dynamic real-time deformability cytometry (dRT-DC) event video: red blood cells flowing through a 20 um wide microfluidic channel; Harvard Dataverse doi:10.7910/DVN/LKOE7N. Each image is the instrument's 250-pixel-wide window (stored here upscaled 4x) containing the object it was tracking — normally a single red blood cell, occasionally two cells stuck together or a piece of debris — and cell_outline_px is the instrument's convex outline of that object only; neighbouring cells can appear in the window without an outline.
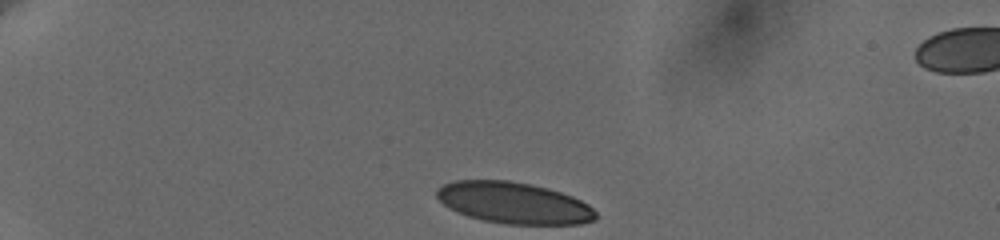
{"species": "human", "species_latin": "Homo sapiens", "temperature_condition": "cold", "stored_images_in_passage": 9, "camera_frame_rate_fps": 3000, "um_per_image_px": 0.085, "donor": {"sex": "female"}, "frame": {"image": 1, "passage_image": 1, "time_ms": 0.0, "image_size_px": [1000, 240], "cell_outline_px": [[596, 220], [580, 224], [508, 224], [484, 220], [468, 216], [448, 208], [436, 196], [436, 188], [444, 184], [456, 180], [508, 180], [532, 184], [548, 188], [572, 196], [588, 204], [596, 212]], "centroid_in_image_um": [43.67, 17.24], "position_along_channel_um": 41.3, "area_um2": 38.38}}
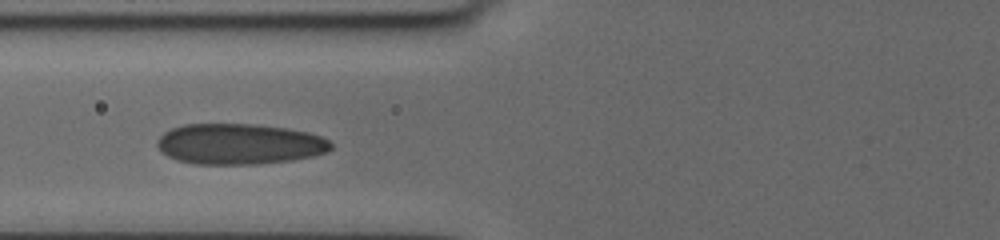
{"frame": {"image": 2, "passage_image": 6, "time_ms": 3.667, "image_size_px": [1000, 240], "cell_outline_px": [[332, 148], [328, 152], [312, 156], [292, 160], [260, 164], [196, 164], [176, 160], [160, 152], [156, 144], [156, 140], [164, 132], [172, 128], [184, 124], [256, 124], [288, 128], [308, 132], [320, 136], [328, 140], [332, 144]], "centroid_in_image_um": [20.33, 12.24], "position_along_channel_um": 105.5, "area_um2": 41.56}}
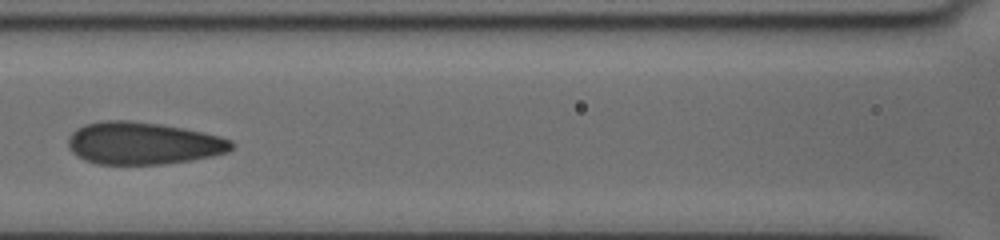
{"frame": {"image": 3, "passage_image": 8, "time_ms": 5.0, "image_size_px": [1000, 240], "cell_outline_px": [[236, 144], [228, 152], [212, 156], [164, 164], [96, 164], [84, 160], [76, 156], [68, 148], [68, 136], [76, 128], [84, 124], [104, 120], [128, 120], [160, 124], [184, 128], [204, 132], [220, 136], [232, 140]], "centroid_in_image_um": [12.14, 12.17], "position_along_channel_um": 154.5, "area_um2": 40.63}}